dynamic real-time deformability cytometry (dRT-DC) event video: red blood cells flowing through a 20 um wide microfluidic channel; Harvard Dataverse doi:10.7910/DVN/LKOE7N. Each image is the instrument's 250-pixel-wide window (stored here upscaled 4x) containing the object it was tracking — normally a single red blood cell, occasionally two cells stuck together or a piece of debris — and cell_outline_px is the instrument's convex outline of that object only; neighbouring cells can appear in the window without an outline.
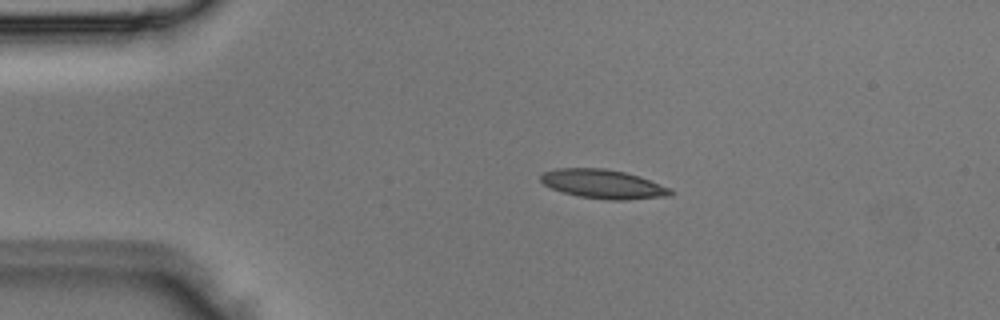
{"species": "Egyptian fruit bat (a non-hibernating species)", "species_latin": "Rousettus aegyptiacus", "temperature_condition": "room temperature", "stored_images_in_passage": 3, "camera_frame_rate_fps": 3000, "um_per_image_px": 0.085, "animal": {"sex": "male"}, "frame": {"image": 1, "passage_image": 2, "time_ms": 0.333, "image_size_px": [1000, 320], "cell_outline_px": [[672, 196], [624, 200], [608, 200], [580, 196], [564, 192], [552, 188], [544, 184], [540, 180], [540, 176], [544, 172], [556, 168], [604, 168], [624, 172], [640, 176], [672, 188]], "centroid_in_image_um": [51.31, 15.64], "position_along_channel_um": 33.7, "area_um2": 21.96}}